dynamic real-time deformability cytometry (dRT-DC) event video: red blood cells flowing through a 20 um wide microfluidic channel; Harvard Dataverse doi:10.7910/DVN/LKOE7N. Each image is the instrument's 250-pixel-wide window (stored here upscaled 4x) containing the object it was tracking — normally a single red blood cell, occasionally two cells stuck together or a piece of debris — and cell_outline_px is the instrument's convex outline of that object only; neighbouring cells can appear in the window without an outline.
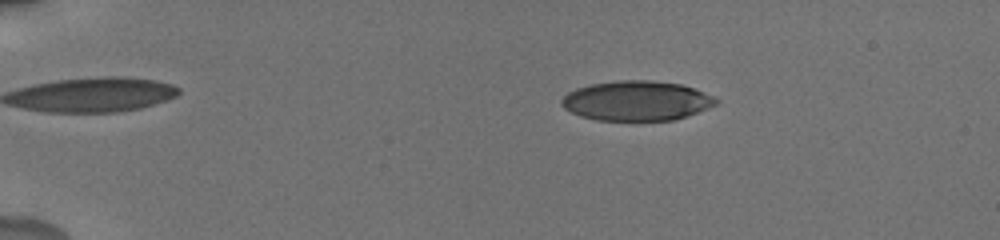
{"species": "human", "species_latin": "Homo sapiens", "temperature_condition": "cold", "stored_images_in_passage": 51, "camera_frame_rate_fps": 3000, "um_per_image_px": 0.085, "donor": {"sex": "male"}, "frame": {"image": 1, "passage_image": 10, "time_ms": 3.0, "image_size_px": [1000, 240], "cell_outline_px": [[720, 104], [672, 120], [596, 120], [580, 116], [564, 108], [560, 104], [560, 100], [568, 92], [576, 88], [588, 84], [616, 80], [652, 80], [680, 84], [692, 88], [712, 96], [720, 100]], "centroid_in_image_um": [54.08, 8.55], "position_along_channel_um": 30.9, "area_um2": 35.78}}
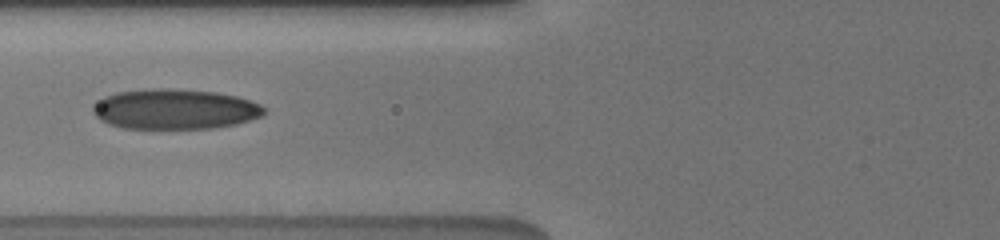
{"frame": {"image": 2, "passage_image": 21, "time_ms": 7.333, "image_size_px": [1000, 240], "cell_outline_px": [[268, 108], [260, 116], [236, 124], [212, 128], [124, 128], [108, 124], [100, 120], [92, 112], [92, 108], [104, 96], [116, 92], [152, 88], [168, 88], [216, 92], [236, 96], [260, 104]], "centroid_in_image_um": [14.85, 9.27], "position_along_channel_um": 111.0, "area_um2": 40.0}}
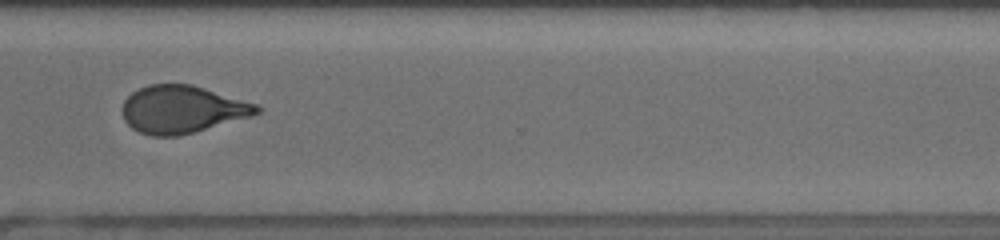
{"frame": {"image": 3, "passage_image": 39, "time_ms": 13.667, "image_size_px": [1000, 240], "cell_outline_px": [[264, 108], [260, 112], [248, 116], [192, 132], [176, 136], [152, 136], [140, 132], [132, 128], [124, 120], [120, 108], [124, 100], [132, 92], [148, 84], [192, 84], [256, 104]], "centroid_in_image_um": [15.42, 9.28], "position_along_channel_um": 355.2, "area_um2": 36.88}, "authors_computed_cell_mechanics": {"area_um2": 37.4544, "velocity_mm_per_s": 3.8609, "shape_relaxation_time_tau1_ms": 6.4134, "shape_relaxation_time_tau2_ms": 1.4102, "deformation_change_tau1": 0.1853, "deformation_change_tau2": 0.0888}}